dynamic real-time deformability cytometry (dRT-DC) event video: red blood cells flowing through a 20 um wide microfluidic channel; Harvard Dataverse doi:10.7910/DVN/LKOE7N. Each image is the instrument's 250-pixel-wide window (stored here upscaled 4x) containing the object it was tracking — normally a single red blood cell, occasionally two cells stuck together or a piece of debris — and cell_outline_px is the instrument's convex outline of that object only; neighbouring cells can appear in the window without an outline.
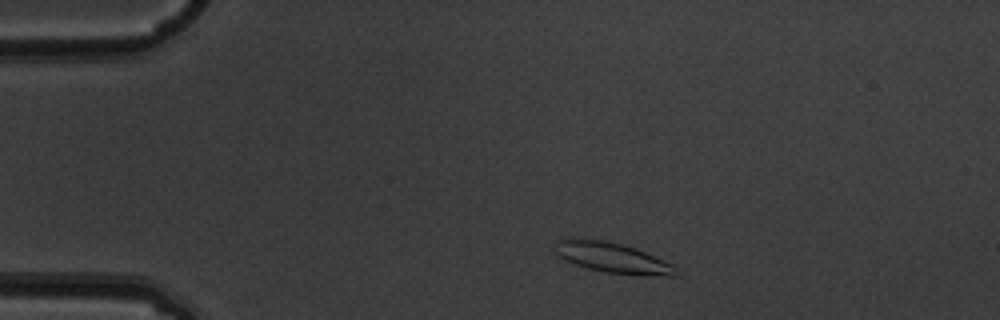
{"species": "common noctule bat (a hibernating species)", "species_latin": "Nyctalus noctula", "temperature_condition": "warm", "stored_images_in_passage": 5, "camera_frame_rate_fps": 3000, "um_per_image_px": 0.085, "animal": {"sex": "male", "body_mass_g": 19.5, "forearm_length_mm": 54.6}, "frame": {"image": 1, "passage_image": 2, "time_ms": 0.333, "image_size_px": [1000, 320], "cell_outline_px": [[680, 276], [640, 276], [604, 272], [588, 268], [564, 260], [556, 256], [552, 248], [556, 240], [568, 236], [580, 236], [620, 244], [636, 248], [672, 264]], "centroid_in_image_um": [51.95, 21.88], "position_along_channel_um": 33.0, "area_um2": 22.08}}
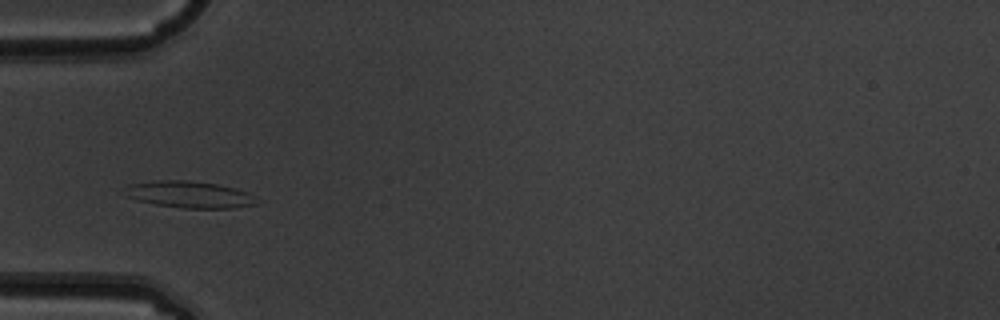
{"frame": {"image": 2, "passage_image": 4, "time_ms": 1.0, "image_size_px": [1000, 320], "cell_outline_px": [[260, 204], [232, 208], [180, 208], [156, 204], [136, 200], [124, 196], [124, 188], [132, 184], [160, 180], [188, 180], [216, 184], [236, 188], [248, 192], [256, 196]], "centroid_in_image_um": [16.14, 16.54], "position_along_channel_um": 68.9, "area_um2": 20.75}}
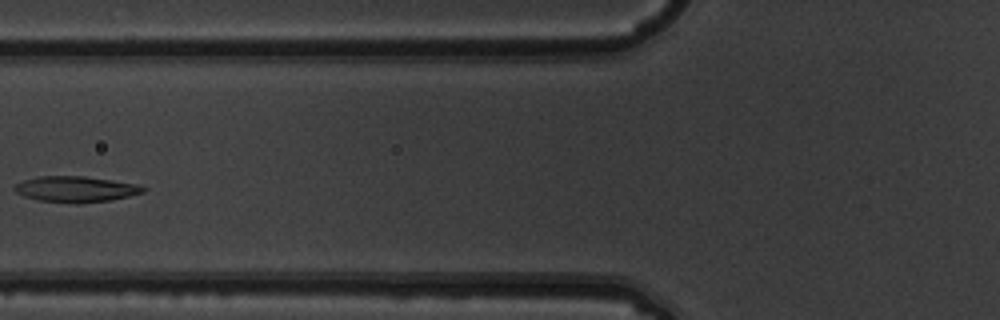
{"frame": {"image": 3, "passage_image": 5, "time_ms": 1.333, "image_size_px": [1000, 320], "cell_outline_px": [[148, 188], [144, 192], [112, 200], [80, 204], [76, 204], [36, 200], [24, 196], [16, 192], [12, 188], [16, 184], [24, 180], [40, 176], [84, 176], [140, 184]], "centroid_in_image_um": [6.47, 16.09], "position_along_channel_um": 119.3, "area_um2": 19.65}}